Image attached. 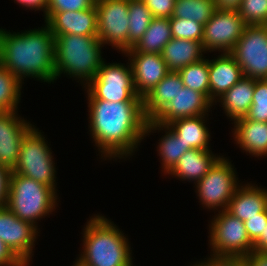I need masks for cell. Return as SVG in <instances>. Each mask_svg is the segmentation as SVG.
<instances>
[{
    "label": "cell",
    "instance_id": "6da1fadb",
    "mask_svg": "<svg viewBox=\"0 0 267 266\" xmlns=\"http://www.w3.org/2000/svg\"><path fill=\"white\" fill-rule=\"evenodd\" d=\"M89 135L103 161L129 160L145 139L148 119L141 97L129 102L94 98L86 89Z\"/></svg>",
    "mask_w": 267,
    "mask_h": 266
},
{
    "label": "cell",
    "instance_id": "7a4b0ae2",
    "mask_svg": "<svg viewBox=\"0 0 267 266\" xmlns=\"http://www.w3.org/2000/svg\"><path fill=\"white\" fill-rule=\"evenodd\" d=\"M42 26L20 32L0 28V64L22 83L25 78L55 82L54 35L46 23Z\"/></svg>",
    "mask_w": 267,
    "mask_h": 266
},
{
    "label": "cell",
    "instance_id": "3957f363",
    "mask_svg": "<svg viewBox=\"0 0 267 266\" xmlns=\"http://www.w3.org/2000/svg\"><path fill=\"white\" fill-rule=\"evenodd\" d=\"M81 234L82 249L75 260L81 266H122L133 257L128 236L105 215H91Z\"/></svg>",
    "mask_w": 267,
    "mask_h": 266
},
{
    "label": "cell",
    "instance_id": "277c9868",
    "mask_svg": "<svg viewBox=\"0 0 267 266\" xmlns=\"http://www.w3.org/2000/svg\"><path fill=\"white\" fill-rule=\"evenodd\" d=\"M55 81L64 75L84 88L106 60L98 37L65 34L54 36Z\"/></svg>",
    "mask_w": 267,
    "mask_h": 266
},
{
    "label": "cell",
    "instance_id": "5b68a950",
    "mask_svg": "<svg viewBox=\"0 0 267 266\" xmlns=\"http://www.w3.org/2000/svg\"><path fill=\"white\" fill-rule=\"evenodd\" d=\"M58 196L53 188L12 172L6 207L40 231L38 222L56 212Z\"/></svg>",
    "mask_w": 267,
    "mask_h": 266
},
{
    "label": "cell",
    "instance_id": "8992f818",
    "mask_svg": "<svg viewBox=\"0 0 267 266\" xmlns=\"http://www.w3.org/2000/svg\"><path fill=\"white\" fill-rule=\"evenodd\" d=\"M36 126H34L21 142L18 161L12 172L33 179L53 188L57 187V168L50 143Z\"/></svg>",
    "mask_w": 267,
    "mask_h": 266
},
{
    "label": "cell",
    "instance_id": "52a82bcc",
    "mask_svg": "<svg viewBox=\"0 0 267 266\" xmlns=\"http://www.w3.org/2000/svg\"><path fill=\"white\" fill-rule=\"evenodd\" d=\"M224 156L193 186L201 208L213 212L227 210L237 187L242 183L238 180L235 165Z\"/></svg>",
    "mask_w": 267,
    "mask_h": 266
},
{
    "label": "cell",
    "instance_id": "ba28073f",
    "mask_svg": "<svg viewBox=\"0 0 267 266\" xmlns=\"http://www.w3.org/2000/svg\"><path fill=\"white\" fill-rule=\"evenodd\" d=\"M211 218L208 222L210 254L244 258L253 251V242L243 221L227 210L214 212Z\"/></svg>",
    "mask_w": 267,
    "mask_h": 266
},
{
    "label": "cell",
    "instance_id": "9c48e42d",
    "mask_svg": "<svg viewBox=\"0 0 267 266\" xmlns=\"http://www.w3.org/2000/svg\"><path fill=\"white\" fill-rule=\"evenodd\" d=\"M127 61L126 64L104 61L84 89L94 98L109 102H129L133 97H139L135 92L130 62Z\"/></svg>",
    "mask_w": 267,
    "mask_h": 266
},
{
    "label": "cell",
    "instance_id": "30bf717a",
    "mask_svg": "<svg viewBox=\"0 0 267 266\" xmlns=\"http://www.w3.org/2000/svg\"><path fill=\"white\" fill-rule=\"evenodd\" d=\"M97 37L121 54L128 50L129 0H96Z\"/></svg>",
    "mask_w": 267,
    "mask_h": 266
},
{
    "label": "cell",
    "instance_id": "8fae6325",
    "mask_svg": "<svg viewBox=\"0 0 267 266\" xmlns=\"http://www.w3.org/2000/svg\"><path fill=\"white\" fill-rule=\"evenodd\" d=\"M231 54L244 76L267 79V25H247Z\"/></svg>",
    "mask_w": 267,
    "mask_h": 266
},
{
    "label": "cell",
    "instance_id": "7c38bea8",
    "mask_svg": "<svg viewBox=\"0 0 267 266\" xmlns=\"http://www.w3.org/2000/svg\"><path fill=\"white\" fill-rule=\"evenodd\" d=\"M247 27L238 11L216 9L211 19L204 25L202 46L206 54L210 52L231 53ZM218 52V53H215Z\"/></svg>",
    "mask_w": 267,
    "mask_h": 266
},
{
    "label": "cell",
    "instance_id": "4fadbf2b",
    "mask_svg": "<svg viewBox=\"0 0 267 266\" xmlns=\"http://www.w3.org/2000/svg\"><path fill=\"white\" fill-rule=\"evenodd\" d=\"M40 231L29 222L19 219L7 207L0 208V240L25 264L34 257Z\"/></svg>",
    "mask_w": 267,
    "mask_h": 266
},
{
    "label": "cell",
    "instance_id": "5bb4252c",
    "mask_svg": "<svg viewBox=\"0 0 267 266\" xmlns=\"http://www.w3.org/2000/svg\"><path fill=\"white\" fill-rule=\"evenodd\" d=\"M18 112H0V165L11 170L18 161L22 140L35 126Z\"/></svg>",
    "mask_w": 267,
    "mask_h": 266
},
{
    "label": "cell",
    "instance_id": "9a60e30c",
    "mask_svg": "<svg viewBox=\"0 0 267 266\" xmlns=\"http://www.w3.org/2000/svg\"><path fill=\"white\" fill-rule=\"evenodd\" d=\"M132 69L135 92L142 99L169 73L161 54L124 52Z\"/></svg>",
    "mask_w": 267,
    "mask_h": 266
},
{
    "label": "cell",
    "instance_id": "2e32d148",
    "mask_svg": "<svg viewBox=\"0 0 267 266\" xmlns=\"http://www.w3.org/2000/svg\"><path fill=\"white\" fill-rule=\"evenodd\" d=\"M43 19L54 36L75 34L97 37L96 6L75 12H45Z\"/></svg>",
    "mask_w": 267,
    "mask_h": 266
},
{
    "label": "cell",
    "instance_id": "e0dca14e",
    "mask_svg": "<svg viewBox=\"0 0 267 266\" xmlns=\"http://www.w3.org/2000/svg\"><path fill=\"white\" fill-rule=\"evenodd\" d=\"M213 106L214 104L203 93L183 87L153 121L161 125H167L179 118L210 115Z\"/></svg>",
    "mask_w": 267,
    "mask_h": 266
},
{
    "label": "cell",
    "instance_id": "ac0fdd59",
    "mask_svg": "<svg viewBox=\"0 0 267 266\" xmlns=\"http://www.w3.org/2000/svg\"><path fill=\"white\" fill-rule=\"evenodd\" d=\"M216 56L209 59L210 101L213 104L244 77L241 67L231 53H219Z\"/></svg>",
    "mask_w": 267,
    "mask_h": 266
},
{
    "label": "cell",
    "instance_id": "d6986e66",
    "mask_svg": "<svg viewBox=\"0 0 267 266\" xmlns=\"http://www.w3.org/2000/svg\"><path fill=\"white\" fill-rule=\"evenodd\" d=\"M231 135L241 152L256 158L267 157V122L240 118L234 122Z\"/></svg>",
    "mask_w": 267,
    "mask_h": 266
},
{
    "label": "cell",
    "instance_id": "ffe728a7",
    "mask_svg": "<svg viewBox=\"0 0 267 266\" xmlns=\"http://www.w3.org/2000/svg\"><path fill=\"white\" fill-rule=\"evenodd\" d=\"M243 182L237 187L231 198L227 211L245 222L258 216L267 208V189L256 183Z\"/></svg>",
    "mask_w": 267,
    "mask_h": 266
},
{
    "label": "cell",
    "instance_id": "44dd1931",
    "mask_svg": "<svg viewBox=\"0 0 267 266\" xmlns=\"http://www.w3.org/2000/svg\"><path fill=\"white\" fill-rule=\"evenodd\" d=\"M221 156L222 154H215L212 150L189 149L166 175L195 185Z\"/></svg>",
    "mask_w": 267,
    "mask_h": 266
},
{
    "label": "cell",
    "instance_id": "7402d4cb",
    "mask_svg": "<svg viewBox=\"0 0 267 266\" xmlns=\"http://www.w3.org/2000/svg\"><path fill=\"white\" fill-rule=\"evenodd\" d=\"M209 115L179 118L167 126L179 137L188 149L211 150V131L207 122ZM208 120V121H207ZM207 125V126H206Z\"/></svg>",
    "mask_w": 267,
    "mask_h": 266
},
{
    "label": "cell",
    "instance_id": "603a6c76",
    "mask_svg": "<svg viewBox=\"0 0 267 266\" xmlns=\"http://www.w3.org/2000/svg\"><path fill=\"white\" fill-rule=\"evenodd\" d=\"M255 89V79L242 77L231 89L226 91L214 102V106L219 104L223 113L229 121H236L243 118L248 113L253 99Z\"/></svg>",
    "mask_w": 267,
    "mask_h": 266
},
{
    "label": "cell",
    "instance_id": "cb8c5ba5",
    "mask_svg": "<svg viewBox=\"0 0 267 266\" xmlns=\"http://www.w3.org/2000/svg\"><path fill=\"white\" fill-rule=\"evenodd\" d=\"M158 130V131H157ZM164 134L157 141V154L161 163V174H166L176 165L179 158L189 149L179 140V137L167 126L156 123L153 120H148L145 129V138L153 133ZM164 132V133H163Z\"/></svg>",
    "mask_w": 267,
    "mask_h": 266
},
{
    "label": "cell",
    "instance_id": "d4e9b609",
    "mask_svg": "<svg viewBox=\"0 0 267 266\" xmlns=\"http://www.w3.org/2000/svg\"><path fill=\"white\" fill-rule=\"evenodd\" d=\"M202 42L172 38L161 53L169 72H179L182 68L198 62L205 56Z\"/></svg>",
    "mask_w": 267,
    "mask_h": 266
},
{
    "label": "cell",
    "instance_id": "484cf974",
    "mask_svg": "<svg viewBox=\"0 0 267 266\" xmlns=\"http://www.w3.org/2000/svg\"><path fill=\"white\" fill-rule=\"evenodd\" d=\"M184 87L178 72H169L144 98V114L148 120H153Z\"/></svg>",
    "mask_w": 267,
    "mask_h": 266
},
{
    "label": "cell",
    "instance_id": "4316f807",
    "mask_svg": "<svg viewBox=\"0 0 267 266\" xmlns=\"http://www.w3.org/2000/svg\"><path fill=\"white\" fill-rule=\"evenodd\" d=\"M172 38L170 18L154 17L140 40L125 52L161 54L164 46Z\"/></svg>",
    "mask_w": 267,
    "mask_h": 266
},
{
    "label": "cell",
    "instance_id": "83f0119b",
    "mask_svg": "<svg viewBox=\"0 0 267 266\" xmlns=\"http://www.w3.org/2000/svg\"><path fill=\"white\" fill-rule=\"evenodd\" d=\"M128 15V49H131L144 35L154 17L142 0H129Z\"/></svg>",
    "mask_w": 267,
    "mask_h": 266
},
{
    "label": "cell",
    "instance_id": "f1b7e54d",
    "mask_svg": "<svg viewBox=\"0 0 267 266\" xmlns=\"http://www.w3.org/2000/svg\"><path fill=\"white\" fill-rule=\"evenodd\" d=\"M23 84L0 64V112L19 110Z\"/></svg>",
    "mask_w": 267,
    "mask_h": 266
},
{
    "label": "cell",
    "instance_id": "f546056e",
    "mask_svg": "<svg viewBox=\"0 0 267 266\" xmlns=\"http://www.w3.org/2000/svg\"><path fill=\"white\" fill-rule=\"evenodd\" d=\"M215 10L214 0H176L172 17L191 19L205 25Z\"/></svg>",
    "mask_w": 267,
    "mask_h": 266
},
{
    "label": "cell",
    "instance_id": "4dcf8cb0",
    "mask_svg": "<svg viewBox=\"0 0 267 266\" xmlns=\"http://www.w3.org/2000/svg\"><path fill=\"white\" fill-rule=\"evenodd\" d=\"M206 57L187 65L178 73L182 78L184 87L203 93L210 100L209 58Z\"/></svg>",
    "mask_w": 267,
    "mask_h": 266
},
{
    "label": "cell",
    "instance_id": "1f68e13d",
    "mask_svg": "<svg viewBox=\"0 0 267 266\" xmlns=\"http://www.w3.org/2000/svg\"><path fill=\"white\" fill-rule=\"evenodd\" d=\"M245 118L257 122H267V79H255L252 104Z\"/></svg>",
    "mask_w": 267,
    "mask_h": 266
},
{
    "label": "cell",
    "instance_id": "d6a6232c",
    "mask_svg": "<svg viewBox=\"0 0 267 266\" xmlns=\"http://www.w3.org/2000/svg\"><path fill=\"white\" fill-rule=\"evenodd\" d=\"M172 37L202 42L204 25L193 20L178 17L170 18Z\"/></svg>",
    "mask_w": 267,
    "mask_h": 266
},
{
    "label": "cell",
    "instance_id": "836d02e7",
    "mask_svg": "<svg viewBox=\"0 0 267 266\" xmlns=\"http://www.w3.org/2000/svg\"><path fill=\"white\" fill-rule=\"evenodd\" d=\"M238 13L247 25H267V0H242Z\"/></svg>",
    "mask_w": 267,
    "mask_h": 266
},
{
    "label": "cell",
    "instance_id": "e575fe53",
    "mask_svg": "<svg viewBox=\"0 0 267 266\" xmlns=\"http://www.w3.org/2000/svg\"><path fill=\"white\" fill-rule=\"evenodd\" d=\"M96 0H48L45 12L80 11L94 7Z\"/></svg>",
    "mask_w": 267,
    "mask_h": 266
},
{
    "label": "cell",
    "instance_id": "d590c367",
    "mask_svg": "<svg viewBox=\"0 0 267 266\" xmlns=\"http://www.w3.org/2000/svg\"><path fill=\"white\" fill-rule=\"evenodd\" d=\"M193 263V264H192ZM190 266H247L244 258L210 254L203 260L192 262Z\"/></svg>",
    "mask_w": 267,
    "mask_h": 266
},
{
    "label": "cell",
    "instance_id": "8d00e7d4",
    "mask_svg": "<svg viewBox=\"0 0 267 266\" xmlns=\"http://www.w3.org/2000/svg\"><path fill=\"white\" fill-rule=\"evenodd\" d=\"M153 17L171 18L176 0H142Z\"/></svg>",
    "mask_w": 267,
    "mask_h": 266
},
{
    "label": "cell",
    "instance_id": "74e56055",
    "mask_svg": "<svg viewBox=\"0 0 267 266\" xmlns=\"http://www.w3.org/2000/svg\"><path fill=\"white\" fill-rule=\"evenodd\" d=\"M250 240L254 243L262 234L267 225V208L244 222Z\"/></svg>",
    "mask_w": 267,
    "mask_h": 266
},
{
    "label": "cell",
    "instance_id": "f35d334b",
    "mask_svg": "<svg viewBox=\"0 0 267 266\" xmlns=\"http://www.w3.org/2000/svg\"><path fill=\"white\" fill-rule=\"evenodd\" d=\"M11 173V169L0 165V208L7 206Z\"/></svg>",
    "mask_w": 267,
    "mask_h": 266
},
{
    "label": "cell",
    "instance_id": "ab89813d",
    "mask_svg": "<svg viewBox=\"0 0 267 266\" xmlns=\"http://www.w3.org/2000/svg\"><path fill=\"white\" fill-rule=\"evenodd\" d=\"M0 266H26L2 240H0Z\"/></svg>",
    "mask_w": 267,
    "mask_h": 266
},
{
    "label": "cell",
    "instance_id": "60d3db41",
    "mask_svg": "<svg viewBox=\"0 0 267 266\" xmlns=\"http://www.w3.org/2000/svg\"><path fill=\"white\" fill-rule=\"evenodd\" d=\"M14 3L20 5L19 7H24L25 10H34V12L42 11L44 14L42 16H45L48 0H14Z\"/></svg>",
    "mask_w": 267,
    "mask_h": 266
},
{
    "label": "cell",
    "instance_id": "b9f144b4",
    "mask_svg": "<svg viewBox=\"0 0 267 266\" xmlns=\"http://www.w3.org/2000/svg\"><path fill=\"white\" fill-rule=\"evenodd\" d=\"M244 260L247 266H267V252L252 251Z\"/></svg>",
    "mask_w": 267,
    "mask_h": 266
},
{
    "label": "cell",
    "instance_id": "7bdbcfd3",
    "mask_svg": "<svg viewBox=\"0 0 267 266\" xmlns=\"http://www.w3.org/2000/svg\"><path fill=\"white\" fill-rule=\"evenodd\" d=\"M216 9L238 11L242 0H214Z\"/></svg>",
    "mask_w": 267,
    "mask_h": 266
},
{
    "label": "cell",
    "instance_id": "ee69618b",
    "mask_svg": "<svg viewBox=\"0 0 267 266\" xmlns=\"http://www.w3.org/2000/svg\"><path fill=\"white\" fill-rule=\"evenodd\" d=\"M253 251L267 252V225L263 234L253 243Z\"/></svg>",
    "mask_w": 267,
    "mask_h": 266
},
{
    "label": "cell",
    "instance_id": "f6af8a7d",
    "mask_svg": "<svg viewBox=\"0 0 267 266\" xmlns=\"http://www.w3.org/2000/svg\"><path fill=\"white\" fill-rule=\"evenodd\" d=\"M133 258L129 259L126 263H124L122 266H136L133 264Z\"/></svg>",
    "mask_w": 267,
    "mask_h": 266
},
{
    "label": "cell",
    "instance_id": "bcb514c9",
    "mask_svg": "<svg viewBox=\"0 0 267 266\" xmlns=\"http://www.w3.org/2000/svg\"><path fill=\"white\" fill-rule=\"evenodd\" d=\"M71 266H81L80 264H78L76 261H73V265Z\"/></svg>",
    "mask_w": 267,
    "mask_h": 266
}]
</instances>
